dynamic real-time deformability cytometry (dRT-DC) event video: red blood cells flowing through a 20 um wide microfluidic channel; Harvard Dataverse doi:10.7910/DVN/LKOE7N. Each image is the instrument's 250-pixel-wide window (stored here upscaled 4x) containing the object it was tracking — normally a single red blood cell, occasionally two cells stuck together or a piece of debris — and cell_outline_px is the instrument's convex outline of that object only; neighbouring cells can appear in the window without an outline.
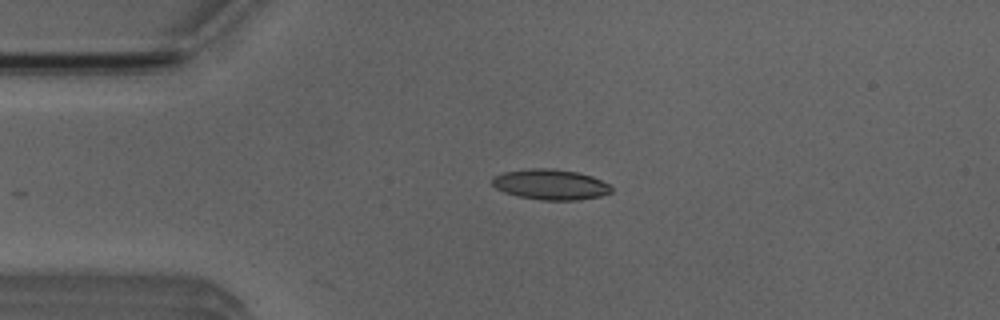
{"species": "Egyptian fruit bat (a non-hibernating species)", "species_latin": "Rousettus aegyptiacus", "temperature_condition": "room temperature", "stored_images_in_passage": 4, "camera_frame_rate_fps": 3000, "um_per_image_px": 0.085, "animal": {"sex": "male"}, "frame": {"image": 1, "passage_image": 3, "time_ms": 2.0, "image_size_px": [1000, 320], "cell_outline_px": [[612, 192], [600, 196], [576, 200], [544, 200], [520, 196], [504, 192], [496, 188], [492, 184], [492, 176], [504, 172], [528, 168], [552, 168], [576, 172], [592, 176], [608, 184], [612, 188]], "centroid_in_image_um": [46.77, 15.67], "position_along_channel_um": 38.2, "area_um2": 21.04}}